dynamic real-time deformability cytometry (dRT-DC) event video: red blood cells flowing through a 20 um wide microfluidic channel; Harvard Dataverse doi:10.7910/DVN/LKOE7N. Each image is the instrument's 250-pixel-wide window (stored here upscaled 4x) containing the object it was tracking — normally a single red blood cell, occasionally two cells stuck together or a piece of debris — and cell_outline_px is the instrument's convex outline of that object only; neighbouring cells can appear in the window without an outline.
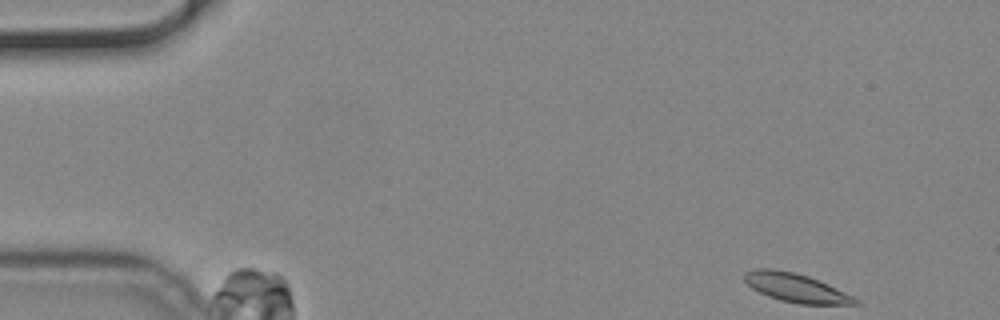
{"species": "common noctule bat (a hibernating species)", "species_latin": "Nyctalus noctula", "temperature_condition": "cold", "stored_images_in_passage": 53, "camera_frame_rate_fps": 3000, "um_per_image_px": 0.085, "animal": {"sex": "male", "body_mass_g": 19.2, "forearm_length_mm": 51.8}, "frame": {"image": 1, "passage_image": 1, "time_ms": 0.0, "image_size_px": [1000, 320], "cell_outline_px": [[860, 304], [800, 304], [780, 300], [768, 296], [752, 288], [744, 280], [744, 272], [756, 268], [772, 268], [796, 272], [808, 276], [828, 284], [860, 300]], "centroid_in_image_um": [67.63, 24.45], "position_along_channel_um": 17.4, "area_um2": 18.5}}
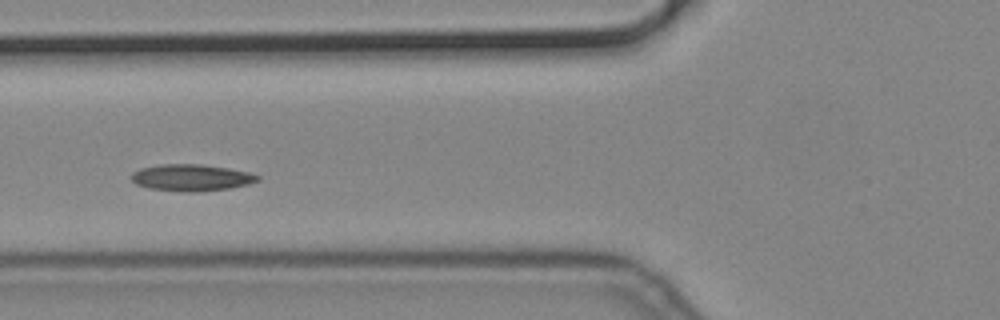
{"frame": {"image": 2, "passage_image": 18, "time_ms": 5.667, "image_size_px": [1000, 320], "cell_outline_px": [[260, 180], [248, 184], [228, 188], [192, 192], [184, 192], [148, 188], [136, 184], [132, 180], [132, 172], [140, 168], [160, 164], [200, 164], [228, 168], [248, 172], [260, 176]], "centroid_in_image_um": [16.25, 15.09], "position_along_channel_um": 109.6, "area_um2": 19.54}}
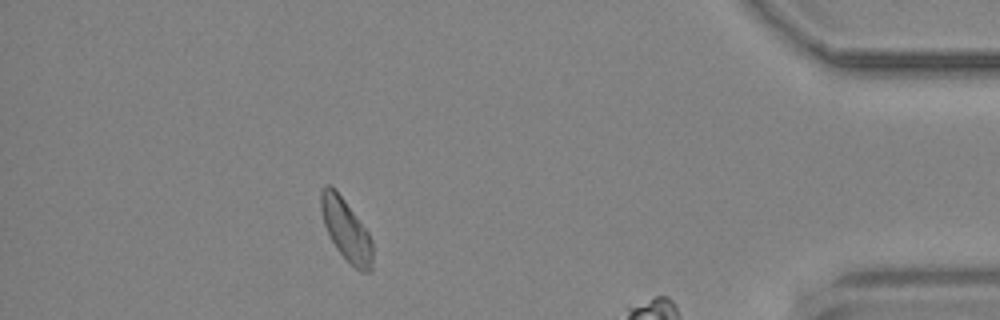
{"frame": {"image": 3, "passage_image": 47, "time_ms": 15.333, "image_size_px": [1000, 320], "cell_outline_px": [[372, 268], [368, 272], [360, 272], [336, 248], [324, 224], [320, 208], [320, 192], [324, 184], [332, 184], [336, 188], [368, 232], [372, 240]], "centroid_in_image_um": [29.4, 19.47], "position_along_channel_um": 405.8, "area_um2": 18.5}}